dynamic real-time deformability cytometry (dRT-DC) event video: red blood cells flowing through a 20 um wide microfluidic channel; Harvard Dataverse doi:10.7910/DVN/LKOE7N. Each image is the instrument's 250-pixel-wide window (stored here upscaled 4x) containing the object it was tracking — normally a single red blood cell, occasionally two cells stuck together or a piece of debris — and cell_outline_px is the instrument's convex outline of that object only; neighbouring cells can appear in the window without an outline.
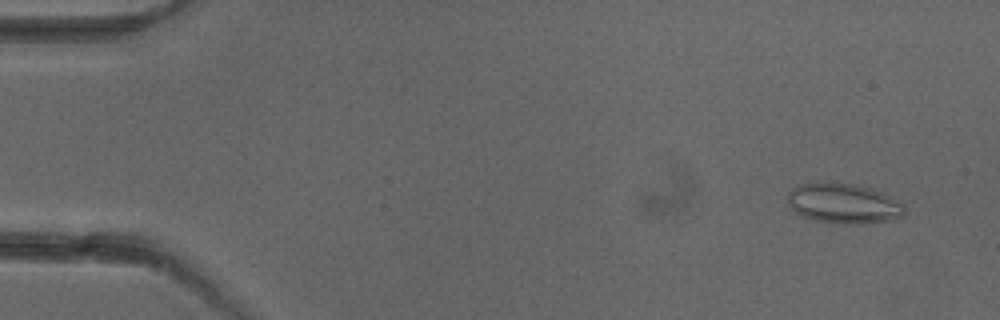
{"species": "common noctule bat (a hibernating species)", "species_latin": "Nyctalus noctula", "temperature_condition": "cold", "stored_images_in_passage": 5, "camera_frame_rate_fps": 3000, "um_per_image_px": 0.085, "animal": {"sex": "female"}, "frame": {"image": 1, "passage_image": 1, "time_ms": 0.0, "image_size_px": [1000, 320], "cell_outline_px": [[904, 212], [900, 216], [892, 220], [860, 224], [844, 224], [812, 220], [800, 216], [788, 204], [788, 192], [792, 188], [800, 184], [856, 184], [872, 188], [904, 204]], "centroid_in_image_um": [71.69, 17.32], "position_along_channel_um": 13.3, "area_um2": 26.93}}